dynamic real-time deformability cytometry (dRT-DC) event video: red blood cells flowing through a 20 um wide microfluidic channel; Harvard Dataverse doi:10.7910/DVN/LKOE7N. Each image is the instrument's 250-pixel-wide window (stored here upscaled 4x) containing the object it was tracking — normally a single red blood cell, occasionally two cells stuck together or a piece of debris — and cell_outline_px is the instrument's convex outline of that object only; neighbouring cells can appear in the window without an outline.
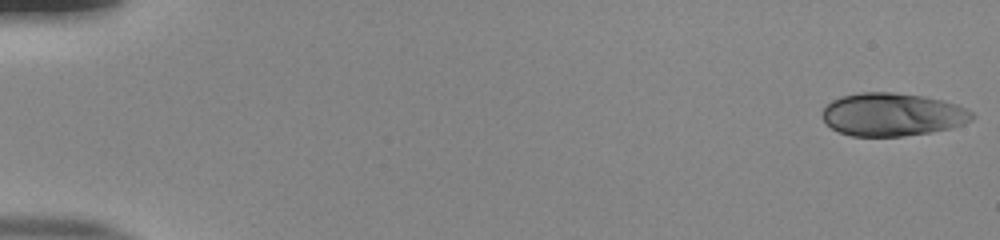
{"species": "human", "species_latin": "Homo sapiens", "temperature_condition": "room temperature", "stored_images_in_passage": 18, "camera_frame_rate_fps": 3000, "um_per_image_px": 0.085, "donor": {"sex": "male"}, "frame": {"image": 1, "passage_image": 1, "time_ms": 0.0, "image_size_px": [1000, 240], "cell_outline_px": [[976, 116], [972, 120], [964, 124], [952, 128], [932, 132], [904, 136], [852, 136], [840, 132], [832, 128], [820, 116], [824, 108], [832, 100], [840, 96], [860, 92], [892, 92], [924, 96], [944, 100], [956, 104], [972, 112]], "centroid_in_image_um": [75.87, 9.73], "position_along_channel_um": 9.1, "area_um2": 37.8}}
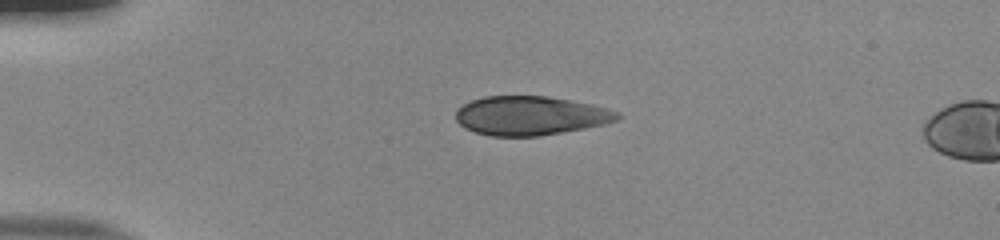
{"frame": {"image": 2, "passage_image": 13, "time_ms": 4.0, "image_size_px": [1000, 240], "cell_outline_px": [[620, 116], [616, 120], [604, 124], [584, 128], [540, 136], [492, 136], [476, 132], [464, 128], [456, 120], [456, 108], [472, 100], [484, 96], [548, 96], [572, 100], [608, 108], [620, 112]], "centroid_in_image_um": [45.07, 9.82], "position_along_channel_um": 39.9, "area_um2": 36.76}}